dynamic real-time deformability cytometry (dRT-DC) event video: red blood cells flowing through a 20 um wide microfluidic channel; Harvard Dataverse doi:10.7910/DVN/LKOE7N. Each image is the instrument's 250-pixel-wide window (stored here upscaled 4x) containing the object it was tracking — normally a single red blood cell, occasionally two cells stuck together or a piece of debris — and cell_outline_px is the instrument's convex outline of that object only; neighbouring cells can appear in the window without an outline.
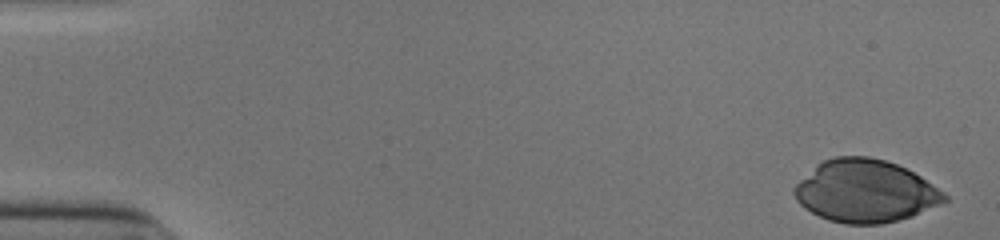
{"species": "human", "species_latin": "Homo sapiens", "temperature_condition": "cold", "stored_images_in_passage": 46, "camera_frame_rate_fps": 3000, "um_per_image_px": 0.085, "donor": {"sex": "male"}, "frame": {"image": 1, "passage_image": 1, "time_ms": 0.0, "image_size_px": [1000, 240], "cell_outline_px": [[948, 200], [940, 204], [912, 216], [880, 224], [844, 224], [828, 220], [804, 208], [796, 200], [792, 192], [792, 188], [800, 180], [824, 160], [836, 156], [868, 156], [884, 160], [896, 164], [920, 176], [944, 192], [948, 196]], "centroid_in_image_um": [73.54, 16.25], "position_along_channel_um": 11.5, "area_um2": 54.33}}
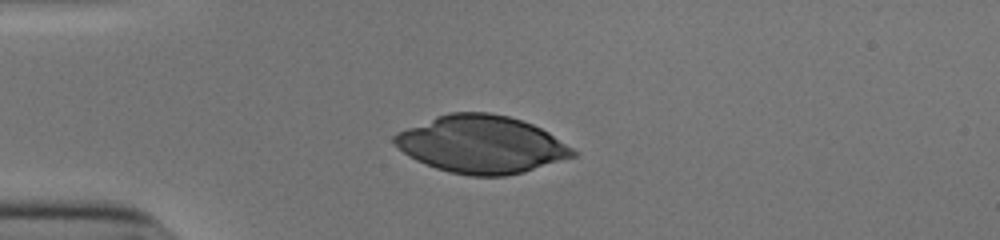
{"frame": {"image": 2, "passage_image": 13, "time_ms": 4.0, "image_size_px": [1000, 240], "cell_outline_px": [[576, 156], [524, 172], [504, 176], [472, 176], [448, 172], [424, 164], [408, 156], [392, 140], [392, 136], [396, 132], [436, 116], [448, 112], [488, 112], [508, 116], [532, 124], [548, 132], [572, 148], [576, 152]], "centroid_in_image_um": [40.89, 12.28], "position_along_channel_um": 44.1, "area_um2": 59.71}}